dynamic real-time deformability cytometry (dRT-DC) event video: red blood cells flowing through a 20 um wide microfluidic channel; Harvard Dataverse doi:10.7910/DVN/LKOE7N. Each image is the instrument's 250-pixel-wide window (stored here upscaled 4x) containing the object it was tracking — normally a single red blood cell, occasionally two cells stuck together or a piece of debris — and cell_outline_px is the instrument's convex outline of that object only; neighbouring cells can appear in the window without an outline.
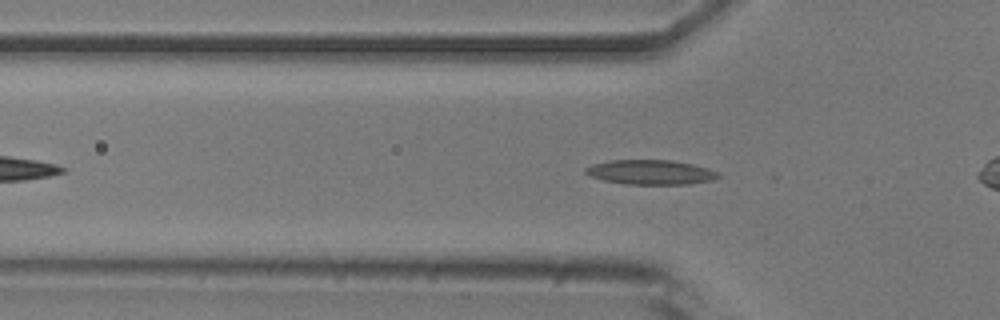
{"species": "common noctule bat (a hibernating species)", "species_latin": "Nyctalus noctula", "temperature_condition": "room temperature", "stored_images_in_passage": 34, "camera_frame_rate_fps": 3000, "um_per_image_px": 0.085, "animal": {"sex": "male", "body_mass_g": 20.5, "forearm_length_mm": 52.5}, "frame": {"image": 1, "passage_image": 5, "time_ms": 1.333, "image_size_px": [1000, 320], "cell_outline_px": [[720, 176], [712, 180], [688, 184], [628, 184], [604, 180], [592, 176], [584, 172], [584, 168], [592, 164], [608, 160], [672, 160], [692, 164], [708, 168], [716, 172]], "centroid_in_image_um": [55.28, 14.63], "position_along_channel_um": 70.5, "area_um2": 18.9}}
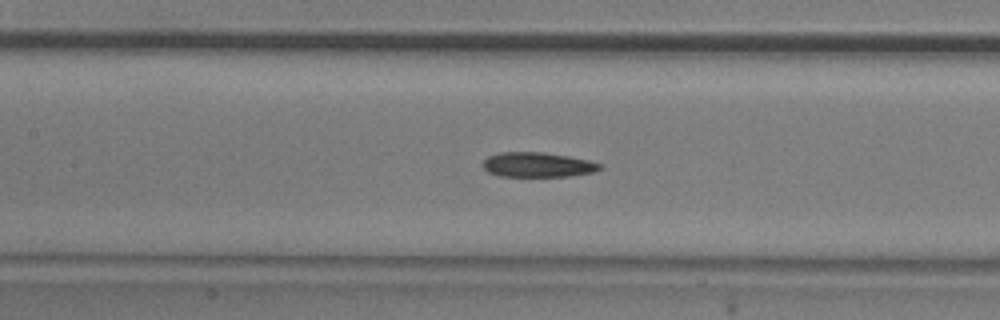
{"frame": {"image": 2, "passage_image": 12, "time_ms": 3.667, "image_size_px": [1000, 320], "cell_outline_px": [[604, 168], [592, 172], [568, 176], [500, 176], [488, 172], [480, 164], [488, 156], [500, 152], [544, 152], [568, 156], [588, 160], [600, 164]], "centroid_in_image_um": [45.66, 14.0], "position_along_channel_um": 161.7, "area_um2": 16.88}}
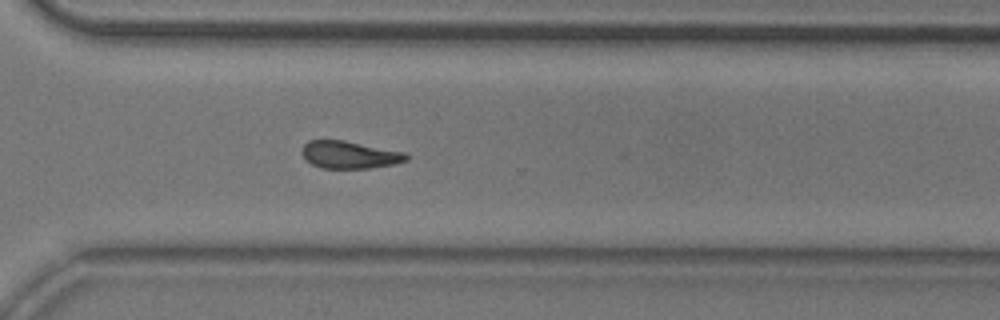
{"frame": {"image": 3, "passage_image": 26, "time_ms": 8.333, "image_size_px": [1000, 320], "cell_outline_px": [[408, 160], [392, 164], [372, 168], [320, 168], [304, 160], [300, 152], [304, 144], [308, 140], [344, 140], [404, 152], [408, 156]], "centroid_in_image_um": [29.65, 13.15], "position_along_channel_um": 341.0, "area_um2": 16.76}, "authors_computed_cell_mechanics": {"area_um2": 17.4845, "velocity_mm_per_s": 3.8582, "shape_relaxation_time_tau1_ms": 7.246, "shape_relaxation_time_tau2_ms": 9.1622, "deformation_change_tau1": 0.1661, "deformation_change_tau2": 0.2029}}